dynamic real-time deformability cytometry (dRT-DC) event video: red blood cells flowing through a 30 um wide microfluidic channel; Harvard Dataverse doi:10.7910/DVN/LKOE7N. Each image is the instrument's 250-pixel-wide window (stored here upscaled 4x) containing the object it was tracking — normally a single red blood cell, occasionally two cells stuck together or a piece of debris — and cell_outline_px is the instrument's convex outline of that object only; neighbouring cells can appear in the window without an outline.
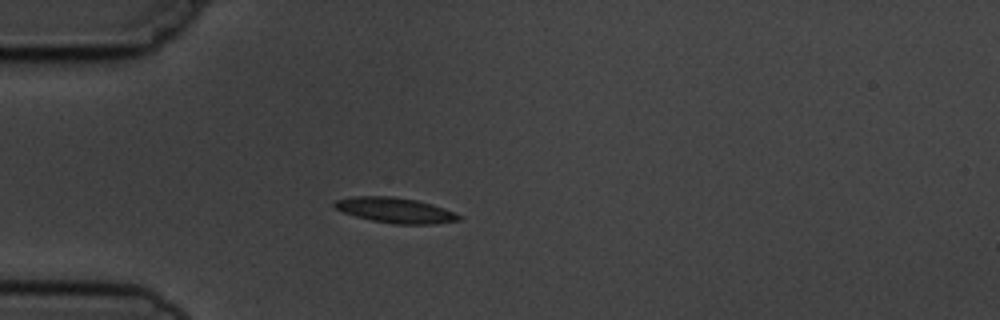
{"species": "common noctule bat (a hibernating species)", "species_latin": "Nyctalus noctula", "temperature_condition": "cold", "stored_images_in_passage": 2, "camera_frame_rate_fps": 3000, "um_per_image_px": 0.085, "animal": {"sex": "male", "body_mass_g": 19.5, "forearm_length_mm": 54.6}, "frame": {"image": 1, "passage_image": 2, "time_ms": 1.0, "image_size_px": [1000, 320], "cell_outline_px": [[460, 220], [432, 224], [392, 224], [372, 220], [356, 216], [344, 212], [336, 208], [332, 204], [336, 200], [352, 196], [392, 196], [416, 200], [432, 204], [444, 208], [460, 216]], "centroid_in_image_um": [33.57, 17.86], "position_along_channel_um": 51.4, "area_um2": 18.15}}